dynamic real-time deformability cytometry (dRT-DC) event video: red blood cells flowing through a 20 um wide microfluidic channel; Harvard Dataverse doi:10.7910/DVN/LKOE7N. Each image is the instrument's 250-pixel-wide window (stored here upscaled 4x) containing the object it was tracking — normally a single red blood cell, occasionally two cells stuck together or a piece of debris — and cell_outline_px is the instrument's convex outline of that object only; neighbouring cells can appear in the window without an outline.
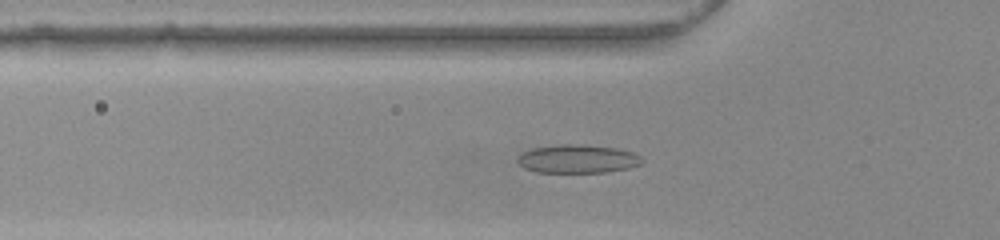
{"species": "common noctule bat (a hibernating species)", "species_latin": "Nyctalus noctula", "temperature_condition": "warm", "stored_images_in_passage": 48, "camera_frame_rate_fps": 3000, "um_per_image_px": 0.085, "animal": {"sex": "female", "body_mass_g": 22.0, "forearm_length_mm": 56.7}, "frame": {"image": 1, "passage_image": 13, "time_ms": 4.0, "image_size_px": [1000, 240], "cell_outline_px": [[644, 160], [640, 164], [628, 168], [604, 172], [536, 172], [524, 168], [516, 160], [524, 152], [532, 148], [560, 144], [584, 144], [616, 148], [632, 152], [640, 156]], "centroid_in_image_um": [49.1, 13.5], "position_along_channel_um": 76.7, "area_um2": 20.52}}
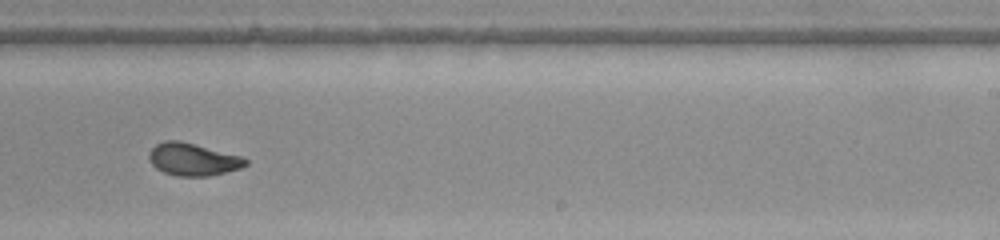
{"frame": {"image": 2, "passage_image": 28, "time_ms": 9.0, "image_size_px": [1000, 240], "cell_outline_px": [[248, 164], [240, 168], [208, 176], [176, 176], [164, 172], [156, 168], [152, 164], [148, 156], [148, 152], [156, 144], [164, 140], [180, 140], [240, 156], [248, 160]], "centroid_in_image_um": [16.36, 13.54], "position_along_channel_um": 272.6, "area_um2": 18.15}}
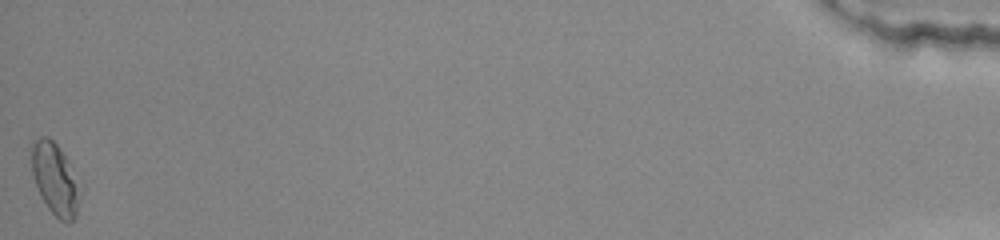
{"frame": {"image": 3, "passage_image": 48, "time_ms": 15.667, "image_size_px": [1000, 240], "cell_outline_px": [[84, 184], [76, 216], [68, 224], [60, 220], [48, 208], [40, 196], [32, 172], [32, 140], [40, 136], [48, 136], [60, 148]], "centroid_in_image_um": [4.76, 15.23], "position_along_channel_um": 430.4, "area_um2": 21.04}, "authors_computed_cell_mechanics": {"area_um2": 18.6405, "velocity_mm_per_s": 3.9147, "shape_relaxation_time_tau1_ms": 4.9343, "shape_relaxation_time_tau2_ms": 0.8202, "deformation_change_tau1": 0.1877, "deformation_change_tau2": 0.0562}}